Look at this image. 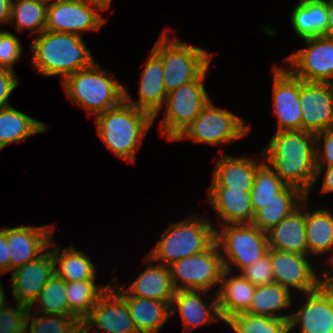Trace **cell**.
I'll return each instance as SVG.
<instances>
[{
    "mask_svg": "<svg viewBox=\"0 0 333 333\" xmlns=\"http://www.w3.org/2000/svg\"><path fill=\"white\" fill-rule=\"evenodd\" d=\"M262 151L267 165L289 186L310 198L316 175L315 135L302 130L278 131Z\"/></svg>",
    "mask_w": 333,
    "mask_h": 333,
    "instance_id": "obj_1",
    "label": "cell"
},
{
    "mask_svg": "<svg viewBox=\"0 0 333 333\" xmlns=\"http://www.w3.org/2000/svg\"><path fill=\"white\" fill-rule=\"evenodd\" d=\"M29 49L33 70L48 78L60 76L61 82L96 61L84 37L71 33L44 30L32 38Z\"/></svg>",
    "mask_w": 333,
    "mask_h": 333,
    "instance_id": "obj_2",
    "label": "cell"
},
{
    "mask_svg": "<svg viewBox=\"0 0 333 333\" xmlns=\"http://www.w3.org/2000/svg\"><path fill=\"white\" fill-rule=\"evenodd\" d=\"M93 121L102 143L118 159L136 162V153L143 145L154 118L124 100L121 104L97 114Z\"/></svg>",
    "mask_w": 333,
    "mask_h": 333,
    "instance_id": "obj_3",
    "label": "cell"
},
{
    "mask_svg": "<svg viewBox=\"0 0 333 333\" xmlns=\"http://www.w3.org/2000/svg\"><path fill=\"white\" fill-rule=\"evenodd\" d=\"M100 66L95 61L90 67L67 76L61 82L68 100L93 118L125 100L126 86L113 72Z\"/></svg>",
    "mask_w": 333,
    "mask_h": 333,
    "instance_id": "obj_4",
    "label": "cell"
},
{
    "mask_svg": "<svg viewBox=\"0 0 333 333\" xmlns=\"http://www.w3.org/2000/svg\"><path fill=\"white\" fill-rule=\"evenodd\" d=\"M210 217L188 216L169 224L157 244L145 255L169 266L182 258L206 251L215 243V225Z\"/></svg>",
    "mask_w": 333,
    "mask_h": 333,
    "instance_id": "obj_5",
    "label": "cell"
},
{
    "mask_svg": "<svg viewBox=\"0 0 333 333\" xmlns=\"http://www.w3.org/2000/svg\"><path fill=\"white\" fill-rule=\"evenodd\" d=\"M169 30L163 29L152 47L163 65V83L167 94L198 79L210 67L214 57L205 48L175 36L169 37Z\"/></svg>",
    "mask_w": 333,
    "mask_h": 333,
    "instance_id": "obj_6",
    "label": "cell"
},
{
    "mask_svg": "<svg viewBox=\"0 0 333 333\" xmlns=\"http://www.w3.org/2000/svg\"><path fill=\"white\" fill-rule=\"evenodd\" d=\"M248 122L242 116L216 106L211 99L173 142L186 139L193 144H207L221 148L249 135L252 126Z\"/></svg>",
    "mask_w": 333,
    "mask_h": 333,
    "instance_id": "obj_7",
    "label": "cell"
},
{
    "mask_svg": "<svg viewBox=\"0 0 333 333\" xmlns=\"http://www.w3.org/2000/svg\"><path fill=\"white\" fill-rule=\"evenodd\" d=\"M215 242L224 269L239 273L268 253L266 232L253 224H228L215 226ZM234 269V270H233Z\"/></svg>",
    "mask_w": 333,
    "mask_h": 333,
    "instance_id": "obj_8",
    "label": "cell"
},
{
    "mask_svg": "<svg viewBox=\"0 0 333 333\" xmlns=\"http://www.w3.org/2000/svg\"><path fill=\"white\" fill-rule=\"evenodd\" d=\"M210 68L195 81L181 85L167 94L165 105L160 110L164 112L159 122V132L169 142H173L212 99L205 87Z\"/></svg>",
    "mask_w": 333,
    "mask_h": 333,
    "instance_id": "obj_9",
    "label": "cell"
},
{
    "mask_svg": "<svg viewBox=\"0 0 333 333\" xmlns=\"http://www.w3.org/2000/svg\"><path fill=\"white\" fill-rule=\"evenodd\" d=\"M168 267L176 291L205 290L211 292L214 287L220 285L224 270L222 256L216 242L206 251L182 258Z\"/></svg>",
    "mask_w": 333,
    "mask_h": 333,
    "instance_id": "obj_10",
    "label": "cell"
},
{
    "mask_svg": "<svg viewBox=\"0 0 333 333\" xmlns=\"http://www.w3.org/2000/svg\"><path fill=\"white\" fill-rule=\"evenodd\" d=\"M301 41L307 46L285 56V67L303 81L332 84L333 38L320 35Z\"/></svg>",
    "mask_w": 333,
    "mask_h": 333,
    "instance_id": "obj_11",
    "label": "cell"
},
{
    "mask_svg": "<svg viewBox=\"0 0 333 333\" xmlns=\"http://www.w3.org/2000/svg\"><path fill=\"white\" fill-rule=\"evenodd\" d=\"M310 257L270 248L275 283L287 288L293 295L294 292L297 293V297L298 294L315 290L325 281V269L320 265L313 266L311 263L315 260Z\"/></svg>",
    "mask_w": 333,
    "mask_h": 333,
    "instance_id": "obj_12",
    "label": "cell"
},
{
    "mask_svg": "<svg viewBox=\"0 0 333 333\" xmlns=\"http://www.w3.org/2000/svg\"><path fill=\"white\" fill-rule=\"evenodd\" d=\"M300 296L304 300L292 310L290 333H333V288L323 281L315 290Z\"/></svg>",
    "mask_w": 333,
    "mask_h": 333,
    "instance_id": "obj_13",
    "label": "cell"
},
{
    "mask_svg": "<svg viewBox=\"0 0 333 333\" xmlns=\"http://www.w3.org/2000/svg\"><path fill=\"white\" fill-rule=\"evenodd\" d=\"M96 6L82 0H56L48 4L45 30L80 35L99 31L107 19Z\"/></svg>",
    "mask_w": 333,
    "mask_h": 333,
    "instance_id": "obj_14",
    "label": "cell"
},
{
    "mask_svg": "<svg viewBox=\"0 0 333 333\" xmlns=\"http://www.w3.org/2000/svg\"><path fill=\"white\" fill-rule=\"evenodd\" d=\"M272 73L273 114L277 118L275 132L301 130L300 78L294 76L285 65H274Z\"/></svg>",
    "mask_w": 333,
    "mask_h": 333,
    "instance_id": "obj_15",
    "label": "cell"
},
{
    "mask_svg": "<svg viewBox=\"0 0 333 333\" xmlns=\"http://www.w3.org/2000/svg\"><path fill=\"white\" fill-rule=\"evenodd\" d=\"M299 98L302 131L315 135L333 130V84L300 79Z\"/></svg>",
    "mask_w": 333,
    "mask_h": 333,
    "instance_id": "obj_16",
    "label": "cell"
},
{
    "mask_svg": "<svg viewBox=\"0 0 333 333\" xmlns=\"http://www.w3.org/2000/svg\"><path fill=\"white\" fill-rule=\"evenodd\" d=\"M207 294L209 297L211 293L205 290H177L175 292L170 314L171 317L179 315L184 333H191L199 327L213 323L224 322L219 312L217 294H211L212 299L208 298V300L206 299Z\"/></svg>",
    "mask_w": 333,
    "mask_h": 333,
    "instance_id": "obj_17",
    "label": "cell"
},
{
    "mask_svg": "<svg viewBox=\"0 0 333 333\" xmlns=\"http://www.w3.org/2000/svg\"><path fill=\"white\" fill-rule=\"evenodd\" d=\"M142 259L144 261L143 264H147L148 266L132 283L125 282L124 284H117L114 272L113 278H111V286L121 296H136L144 299L160 300L165 301L171 306L176 290L171 280L169 267L159 263L155 264L146 255Z\"/></svg>",
    "mask_w": 333,
    "mask_h": 333,
    "instance_id": "obj_18",
    "label": "cell"
},
{
    "mask_svg": "<svg viewBox=\"0 0 333 333\" xmlns=\"http://www.w3.org/2000/svg\"><path fill=\"white\" fill-rule=\"evenodd\" d=\"M54 274L52 250L48 248L35 260L11 271V301L29 308Z\"/></svg>",
    "mask_w": 333,
    "mask_h": 333,
    "instance_id": "obj_19",
    "label": "cell"
},
{
    "mask_svg": "<svg viewBox=\"0 0 333 333\" xmlns=\"http://www.w3.org/2000/svg\"><path fill=\"white\" fill-rule=\"evenodd\" d=\"M85 320L90 333H138L125 299L111 285Z\"/></svg>",
    "mask_w": 333,
    "mask_h": 333,
    "instance_id": "obj_20",
    "label": "cell"
},
{
    "mask_svg": "<svg viewBox=\"0 0 333 333\" xmlns=\"http://www.w3.org/2000/svg\"><path fill=\"white\" fill-rule=\"evenodd\" d=\"M53 225L1 226L7 234L10 272L35 260L49 248L54 228H56Z\"/></svg>",
    "mask_w": 333,
    "mask_h": 333,
    "instance_id": "obj_21",
    "label": "cell"
},
{
    "mask_svg": "<svg viewBox=\"0 0 333 333\" xmlns=\"http://www.w3.org/2000/svg\"><path fill=\"white\" fill-rule=\"evenodd\" d=\"M149 54L140 76L138 100H133L127 88H125V100L137 109L149 113L155 122L165 105L167 93L163 83L164 71L161 59L152 49Z\"/></svg>",
    "mask_w": 333,
    "mask_h": 333,
    "instance_id": "obj_22",
    "label": "cell"
},
{
    "mask_svg": "<svg viewBox=\"0 0 333 333\" xmlns=\"http://www.w3.org/2000/svg\"><path fill=\"white\" fill-rule=\"evenodd\" d=\"M219 153L220 157L215 163L209 187H227L251 191L255 172L264 162L262 151L257 153L258 155L255 159L245 155L233 156L227 154L222 148Z\"/></svg>",
    "mask_w": 333,
    "mask_h": 333,
    "instance_id": "obj_23",
    "label": "cell"
},
{
    "mask_svg": "<svg viewBox=\"0 0 333 333\" xmlns=\"http://www.w3.org/2000/svg\"><path fill=\"white\" fill-rule=\"evenodd\" d=\"M207 203L217 215L218 226L228 224H251L254 211L251 205V191L227 187H209Z\"/></svg>",
    "mask_w": 333,
    "mask_h": 333,
    "instance_id": "obj_24",
    "label": "cell"
},
{
    "mask_svg": "<svg viewBox=\"0 0 333 333\" xmlns=\"http://www.w3.org/2000/svg\"><path fill=\"white\" fill-rule=\"evenodd\" d=\"M309 200L306 198L305 235L308 255L315 258L316 265L324 268L326 263L327 265L333 264V212L325 206L310 211ZM325 254L326 256L328 254L330 258H326L324 264L320 258L325 257ZM317 256L319 258H316Z\"/></svg>",
    "mask_w": 333,
    "mask_h": 333,
    "instance_id": "obj_25",
    "label": "cell"
},
{
    "mask_svg": "<svg viewBox=\"0 0 333 333\" xmlns=\"http://www.w3.org/2000/svg\"><path fill=\"white\" fill-rule=\"evenodd\" d=\"M306 199L267 234L268 247L308 255L305 235Z\"/></svg>",
    "mask_w": 333,
    "mask_h": 333,
    "instance_id": "obj_26",
    "label": "cell"
},
{
    "mask_svg": "<svg viewBox=\"0 0 333 333\" xmlns=\"http://www.w3.org/2000/svg\"><path fill=\"white\" fill-rule=\"evenodd\" d=\"M231 274V275H230ZM256 286L239 273L224 269L217 294L219 312L224 323L231 317L245 313L255 293Z\"/></svg>",
    "mask_w": 333,
    "mask_h": 333,
    "instance_id": "obj_27",
    "label": "cell"
},
{
    "mask_svg": "<svg viewBox=\"0 0 333 333\" xmlns=\"http://www.w3.org/2000/svg\"><path fill=\"white\" fill-rule=\"evenodd\" d=\"M56 244L52 238L49 248L52 250L54 270L57 276L66 282L97 279L96 266L88 253L76 249L73 245L63 248V245Z\"/></svg>",
    "mask_w": 333,
    "mask_h": 333,
    "instance_id": "obj_28",
    "label": "cell"
},
{
    "mask_svg": "<svg viewBox=\"0 0 333 333\" xmlns=\"http://www.w3.org/2000/svg\"><path fill=\"white\" fill-rule=\"evenodd\" d=\"M293 299V293L277 283L258 286L245 313L290 320Z\"/></svg>",
    "mask_w": 333,
    "mask_h": 333,
    "instance_id": "obj_29",
    "label": "cell"
},
{
    "mask_svg": "<svg viewBox=\"0 0 333 333\" xmlns=\"http://www.w3.org/2000/svg\"><path fill=\"white\" fill-rule=\"evenodd\" d=\"M290 23L300 40L327 36V8L325 0H299L291 9Z\"/></svg>",
    "mask_w": 333,
    "mask_h": 333,
    "instance_id": "obj_30",
    "label": "cell"
},
{
    "mask_svg": "<svg viewBox=\"0 0 333 333\" xmlns=\"http://www.w3.org/2000/svg\"><path fill=\"white\" fill-rule=\"evenodd\" d=\"M49 126L25 114L12 105L0 109V151L6 146L44 133Z\"/></svg>",
    "mask_w": 333,
    "mask_h": 333,
    "instance_id": "obj_31",
    "label": "cell"
},
{
    "mask_svg": "<svg viewBox=\"0 0 333 333\" xmlns=\"http://www.w3.org/2000/svg\"><path fill=\"white\" fill-rule=\"evenodd\" d=\"M138 333H158L169 321L170 305L165 301L122 296Z\"/></svg>",
    "mask_w": 333,
    "mask_h": 333,
    "instance_id": "obj_32",
    "label": "cell"
},
{
    "mask_svg": "<svg viewBox=\"0 0 333 333\" xmlns=\"http://www.w3.org/2000/svg\"><path fill=\"white\" fill-rule=\"evenodd\" d=\"M305 199L306 195L299 189L286 185L277 193V198L270 206H265L254 213L251 224L260 231L268 232L295 210Z\"/></svg>",
    "mask_w": 333,
    "mask_h": 333,
    "instance_id": "obj_33",
    "label": "cell"
},
{
    "mask_svg": "<svg viewBox=\"0 0 333 333\" xmlns=\"http://www.w3.org/2000/svg\"><path fill=\"white\" fill-rule=\"evenodd\" d=\"M48 4L37 0H12L10 27L17 33L38 36L45 30Z\"/></svg>",
    "mask_w": 333,
    "mask_h": 333,
    "instance_id": "obj_34",
    "label": "cell"
},
{
    "mask_svg": "<svg viewBox=\"0 0 333 333\" xmlns=\"http://www.w3.org/2000/svg\"><path fill=\"white\" fill-rule=\"evenodd\" d=\"M29 310L34 313L70 316L77 319L69 310L66 281L56 274L48 280Z\"/></svg>",
    "mask_w": 333,
    "mask_h": 333,
    "instance_id": "obj_35",
    "label": "cell"
},
{
    "mask_svg": "<svg viewBox=\"0 0 333 333\" xmlns=\"http://www.w3.org/2000/svg\"><path fill=\"white\" fill-rule=\"evenodd\" d=\"M111 282L112 280L102 286L96 284V279L66 282L69 310L77 318H85L100 296L110 287Z\"/></svg>",
    "mask_w": 333,
    "mask_h": 333,
    "instance_id": "obj_36",
    "label": "cell"
},
{
    "mask_svg": "<svg viewBox=\"0 0 333 333\" xmlns=\"http://www.w3.org/2000/svg\"><path fill=\"white\" fill-rule=\"evenodd\" d=\"M286 184L264 161L256 170L251 190V205L254 213L268 207L277 198Z\"/></svg>",
    "mask_w": 333,
    "mask_h": 333,
    "instance_id": "obj_37",
    "label": "cell"
},
{
    "mask_svg": "<svg viewBox=\"0 0 333 333\" xmlns=\"http://www.w3.org/2000/svg\"><path fill=\"white\" fill-rule=\"evenodd\" d=\"M225 324L233 333H290L289 320L269 316L237 314Z\"/></svg>",
    "mask_w": 333,
    "mask_h": 333,
    "instance_id": "obj_38",
    "label": "cell"
},
{
    "mask_svg": "<svg viewBox=\"0 0 333 333\" xmlns=\"http://www.w3.org/2000/svg\"><path fill=\"white\" fill-rule=\"evenodd\" d=\"M26 320V333H62L74 320L70 316L32 313Z\"/></svg>",
    "mask_w": 333,
    "mask_h": 333,
    "instance_id": "obj_39",
    "label": "cell"
},
{
    "mask_svg": "<svg viewBox=\"0 0 333 333\" xmlns=\"http://www.w3.org/2000/svg\"><path fill=\"white\" fill-rule=\"evenodd\" d=\"M23 48L17 35L0 29V69L15 71L14 66L22 59Z\"/></svg>",
    "mask_w": 333,
    "mask_h": 333,
    "instance_id": "obj_40",
    "label": "cell"
},
{
    "mask_svg": "<svg viewBox=\"0 0 333 333\" xmlns=\"http://www.w3.org/2000/svg\"><path fill=\"white\" fill-rule=\"evenodd\" d=\"M0 309V333H26L29 308L14 302Z\"/></svg>",
    "mask_w": 333,
    "mask_h": 333,
    "instance_id": "obj_41",
    "label": "cell"
},
{
    "mask_svg": "<svg viewBox=\"0 0 333 333\" xmlns=\"http://www.w3.org/2000/svg\"><path fill=\"white\" fill-rule=\"evenodd\" d=\"M239 274L256 287L275 283L270 261V248L266 255L249 267L242 269Z\"/></svg>",
    "mask_w": 333,
    "mask_h": 333,
    "instance_id": "obj_42",
    "label": "cell"
},
{
    "mask_svg": "<svg viewBox=\"0 0 333 333\" xmlns=\"http://www.w3.org/2000/svg\"><path fill=\"white\" fill-rule=\"evenodd\" d=\"M316 167L333 166V130L315 134Z\"/></svg>",
    "mask_w": 333,
    "mask_h": 333,
    "instance_id": "obj_43",
    "label": "cell"
},
{
    "mask_svg": "<svg viewBox=\"0 0 333 333\" xmlns=\"http://www.w3.org/2000/svg\"><path fill=\"white\" fill-rule=\"evenodd\" d=\"M19 82L15 71L0 69V109L11 106L9 97Z\"/></svg>",
    "mask_w": 333,
    "mask_h": 333,
    "instance_id": "obj_44",
    "label": "cell"
},
{
    "mask_svg": "<svg viewBox=\"0 0 333 333\" xmlns=\"http://www.w3.org/2000/svg\"><path fill=\"white\" fill-rule=\"evenodd\" d=\"M323 175V177H322ZM320 177L323 178L322 187L320 189L321 194H328L333 192V166L329 167H316V175L314 185Z\"/></svg>",
    "mask_w": 333,
    "mask_h": 333,
    "instance_id": "obj_45",
    "label": "cell"
},
{
    "mask_svg": "<svg viewBox=\"0 0 333 333\" xmlns=\"http://www.w3.org/2000/svg\"><path fill=\"white\" fill-rule=\"evenodd\" d=\"M10 272L9 246L6 231L0 228V275Z\"/></svg>",
    "mask_w": 333,
    "mask_h": 333,
    "instance_id": "obj_46",
    "label": "cell"
},
{
    "mask_svg": "<svg viewBox=\"0 0 333 333\" xmlns=\"http://www.w3.org/2000/svg\"><path fill=\"white\" fill-rule=\"evenodd\" d=\"M62 333H90L85 318L74 319Z\"/></svg>",
    "mask_w": 333,
    "mask_h": 333,
    "instance_id": "obj_47",
    "label": "cell"
},
{
    "mask_svg": "<svg viewBox=\"0 0 333 333\" xmlns=\"http://www.w3.org/2000/svg\"><path fill=\"white\" fill-rule=\"evenodd\" d=\"M12 0H0V28L10 24Z\"/></svg>",
    "mask_w": 333,
    "mask_h": 333,
    "instance_id": "obj_48",
    "label": "cell"
},
{
    "mask_svg": "<svg viewBox=\"0 0 333 333\" xmlns=\"http://www.w3.org/2000/svg\"><path fill=\"white\" fill-rule=\"evenodd\" d=\"M325 5L327 8V36L333 38V0H325Z\"/></svg>",
    "mask_w": 333,
    "mask_h": 333,
    "instance_id": "obj_49",
    "label": "cell"
},
{
    "mask_svg": "<svg viewBox=\"0 0 333 333\" xmlns=\"http://www.w3.org/2000/svg\"><path fill=\"white\" fill-rule=\"evenodd\" d=\"M82 1L86 2L89 5L96 6L102 12L107 11L112 4V0H82Z\"/></svg>",
    "mask_w": 333,
    "mask_h": 333,
    "instance_id": "obj_50",
    "label": "cell"
},
{
    "mask_svg": "<svg viewBox=\"0 0 333 333\" xmlns=\"http://www.w3.org/2000/svg\"><path fill=\"white\" fill-rule=\"evenodd\" d=\"M325 269V281L333 288V264L330 266H324Z\"/></svg>",
    "mask_w": 333,
    "mask_h": 333,
    "instance_id": "obj_51",
    "label": "cell"
},
{
    "mask_svg": "<svg viewBox=\"0 0 333 333\" xmlns=\"http://www.w3.org/2000/svg\"><path fill=\"white\" fill-rule=\"evenodd\" d=\"M1 277V275H0ZM5 288L4 285L0 279V309L8 304L7 299H6V294H5Z\"/></svg>",
    "mask_w": 333,
    "mask_h": 333,
    "instance_id": "obj_52",
    "label": "cell"
},
{
    "mask_svg": "<svg viewBox=\"0 0 333 333\" xmlns=\"http://www.w3.org/2000/svg\"><path fill=\"white\" fill-rule=\"evenodd\" d=\"M37 1H41L43 3L49 4V3L53 2V1H56V0H37Z\"/></svg>",
    "mask_w": 333,
    "mask_h": 333,
    "instance_id": "obj_53",
    "label": "cell"
}]
</instances>
